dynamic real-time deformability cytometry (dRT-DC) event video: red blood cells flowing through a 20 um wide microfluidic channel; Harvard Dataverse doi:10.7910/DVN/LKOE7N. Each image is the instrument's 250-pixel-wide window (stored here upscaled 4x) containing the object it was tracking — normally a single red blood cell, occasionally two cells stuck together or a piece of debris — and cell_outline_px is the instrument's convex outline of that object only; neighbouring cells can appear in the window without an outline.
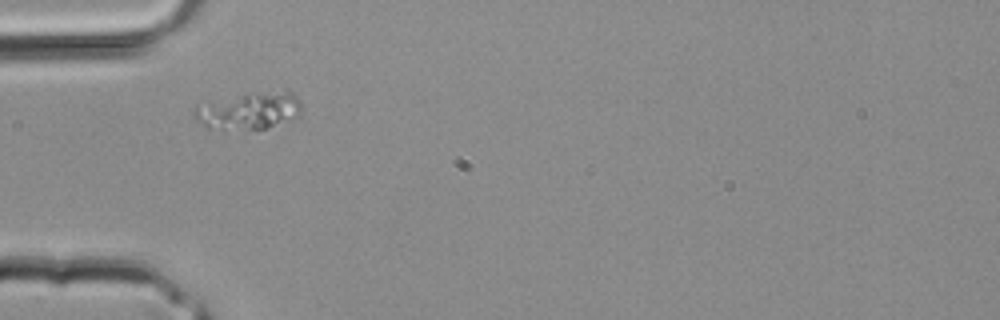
{"species": "common noctule bat (a hibernating species)", "species_latin": "Nyctalus noctula", "temperature_condition": "room temperature", "stored_images_in_passage": 3, "camera_frame_rate_fps": 3000, "um_per_image_px": 0.085, "animal": {"sex": "male", "body_mass_g": 20.4}, "frame": {"image": 1, "passage_image": 3, "time_ms": 0.667, "image_size_px": [1000, 320], "cell_outline_px": [[304, 108], [296, 116], [264, 128], [208, 128], [196, 120], [192, 116], [192, 108], [256, 92], [284, 88], [288, 88], [300, 100]], "centroid_in_image_um": [21.26, 9.37], "position_along_channel_um": 63.7, "area_um2": 22.48}}